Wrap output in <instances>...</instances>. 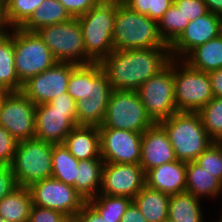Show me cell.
I'll list each match as a JSON object with an SVG mask.
<instances>
[{
	"label": "cell",
	"mask_w": 222,
	"mask_h": 222,
	"mask_svg": "<svg viewBox=\"0 0 222 222\" xmlns=\"http://www.w3.org/2000/svg\"><path fill=\"white\" fill-rule=\"evenodd\" d=\"M169 199V194L145 185L133 198V202L148 222H162L168 218Z\"/></svg>",
	"instance_id": "obj_26"
},
{
	"label": "cell",
	"mask_w": 222,
	"mask_h": 222,
	"mask_svg": "<svg viewBox=\"0 0 222 222\" xmlns=\"http://www.w3.org/2000/svg\"><path fill=\"white\" fill-rule=\"evenodd\" d=\"M133 199L126 196H111L99 193L87 202L107 221L120 222Z\"/></svg>",
	"instance_id": "obj_31"
},
{
	"label": "cell",
	"mask_w": 222,
	"mask_h": 222,
	"mask_svg": "<svg viewBox=\"0 0 222 222\" xmlns=\"http://www.w3.org/2000/svg\"><path fill=\"white\" fill-rule=\"evenodd\" d=\"M162 222H174L173 220H171L170 218H166L165 220H163Z\"/></svg>",
	"instance_id": "obj_53"
},
{
	"label": "cell",
	"mask_w": 222,
	"mask_h": 222,
	"mask_svg": "<svg viewBox=\"0 0 222 222\" xmlns=\"http://www.w3.org/2000/svg\"><path fill=\"white\" fill-rule=\"evenodd\" d=\"M77 126L76 110L53 109L49 104L36 105L35 139L63 144L66 136Z\"/></svg>",
	"instance_id": "obj_17"
},
{
	"label": "cell",
	"mask_w": 222,
	"mask_h": 222,
	"mask_svg": "<svg viewBox=\"0 0 222 222\" xmlns=\"http://www.w3.org/2000/svg\"><path fill=\"white\" fill-rule=\"evenodd\" d=\"M100 0H59L72 17H78L88 12Z\"/></svg>",
	"instance_id": "obj_42"
},
{
	"label": "cell",
	"mask_w": 222,
	"mask_h": 222,
	"mask_svg": "<svg viewBox=\"0 0 222 222\" xmlns=\"http://www.w3.org/2000/svg\"><path fill=\"white\" fill-rule=\"evenodd\" d=\"M183 61L207 73L222 68V33L193 49Z\"/></svg>",
	"instance_id": "obj_25"
},
{
	"label": "cell",
	"mask_w": 222,
	"mask_h": 222,
	"mask_svg": "<svg viewBox=\"0 0 222 222\" xmlns=\"http://www.w3.org/2000/svg\"><path fill=\"white\" fill-rule=\"evenodd\" d=\"M7 2H8V0H0V7L5 9Z\"/></svg>",
	"instance_id": "obj_50"
},
{
	"label": "cell",
	"mask_w": 222,
	"mask_h": 222,
	"mask_svg": "<svg viewBox=\"0 0 222 222\" xmlns=\"http://www.w3.org/2000/svg\"><path fill=\"white\" fill-rule=\"evenodd\" d=\"M207 10L218 15L222 14V0H203Z\"/></svg>",
	"instance_id": "obj_47"
},
{
	"label": "cell",
	"mask_w": 222,
	"mask_h": 222,
	"mask_svg": "<svg viewBox=\"0 0 222 222\" xmlns=\"http://www.w3.org/2000/svg\"><path fill=\"white\" fill-rule=\"evenodd\" d=\"M171 59L169 47L113 50L99 63L114 90L137 91L163 70Z\"/></svg>",
	"instance_id": "obj_1"
},
{
	"label": "cell",
	"mask_w": 222,
	"mask_h": 222,
	"mask_svg": "<svg viewBox=\"0 0 222 222\" xmlns=\"http://www.w3.org/2000/svg\"><path fill=\"white\" fill-rule=\"evenodd\" d=\"M53 144L38 139L19 141L12 164L18 186L29 187L51 178Z\"/></svg>",
	"instance_id": "obj_6"
},
{
	"label": "cell",
	"mask_w": 222,
	"mask_h": 222,
	"mask_svg": "<svg viewBox=\"0 0 222 222\" xmlns=\"http://www.w3.org/2000/svg\"><path fill=\"white\" fill-rule=\"evenodd\" d=\"M221 33V15L208 11L190 21L181 35L169 46L171 58L183 60L193 49Z\"/></svg>",
	"instance_id": "obj_18"
},
{
	"label": "cell",
	"mask_w": 222,
	"mask_h": 222,
	"mask_svg": "<svg viewBox=\"0 0 222 222\" xmlns=\"http://www.w3.org/2000/svg\"><path fill=\"white\" fill-rule=\"evenodd\" d=\"M174 4L179 8L189 22L205 15L208 10L203 0H174Z\"/></svg>",
	"instance_id": "obj_39"
},
{
	"label": "cell",
	"mask_w": 222,
	"mask_h": 222,
	"mask_svg": "<svg viewBox=\"0 0 222 222\" xmlns=\"http://www.w3.org/2000/svg\"><path fill=\"white\" fill-rule=\"evenodd\" d=\"M75 66L74 63L56 62L23 83L21 92L35 105L49 103L55 96L67 93L68 80Z\"/></svg>",
	"instance_id": "obj_13"
},
{
	"label": "cell",
	"mask_w": 222,
	"mask_h": 222,
	"mask_svg": "<svg viewBox=\"0 0 222 222\" xmlns=\"http://www.w3.org/2000/svg\"><path fill=\"white\" fill-rule=\"evenodd\" d=\"M28 189L33 205L59 211L69 219L86 203L73 186L52 177L33 183Z\"/></svg>",
	"instance_id": "obj_11"
},
{
	"label": "cell",
	"mask_w": 222,
	"mask_h": 222,
	"mask_svg": "<svg viewBox=\"0 0 222 222\" xmlns=\"http://www.w3.org/2000/svg\"><path fill=\"white\" fill-rule=\"evenodd\" d=\"M195 162L222 182V142H213Z\"/></svg>",
	"instance_id": "obj_37"
},
{
	"label": "cell",
	"mask_w": 222,
	"mask_h": 222,
	"mask_svg": "<svg viewBox=\"0 0 222 222\" xmlns=\"http://www.w3.org/2000/svg\"><path fill=\"white\" fill-rule=\"evenodd\" d=\"M153 124L137 91L113 89L104 120L99 127L143 133Z\"/></svg>",
	"instance_id": "obj_8"
},
{
	"label": "cell",
	"mask_w": 222,
	"mask_h": 222,
	"mask_svg": "<svg viewBox=\"0 0 222 222\" xmlns=\"http://www.w3.org/2000/svg\"><path fill=\"white\" fill-rule=\"evenodd\" d=\"M101 158L105 163L140 164L142 133L98 127Z\"/></svg>",
	"instance_id": "obj_15"
},
{
	"label": "cell",
	"mask_w": 222,
	"mask_h": 222,
	"mask_svg": "<svg viewBox=\"0 0 222 222\" xmlns=\"http://www.w3.org/2000/svg\"><path fill=\"white\" fill-rule=\"evenodd\" d=\"M103 164L101 157L79 161L75 189L86 202L100 192Z\"/></svg>",
	"instance_id": "obj_24"
},
{
	"label": "cell",
	"mask_w": 222,
	"mask_h": 222,
	"mask_svg": "<svg viewBox=\"0 0 222 222\" xmlns=\"http://www.w3.org/2000/svg\"><path fill=\"white\" fill-rule=\"evenodd\" d=\"M75 222H109L103 218L88 202L73 218Z\"/></svg>",
	"instance_id": "obj_43"
},
{
	"label": "cell",
	"mask_w": 222,
	"mask_h": 222,
	"mask_svg": "<svg viewBox=\"0 0 222 222\" xmlns=\"http://www.w3.org/2000/svg\"><path fill=\"white\" fill-rule=\"evenodd\" d=\"M44 0H8L5 17L9 27L21 28Z\"/></svg>",
	"instance_id": "obj_35"
},
{
	"label": "cell",
	"mask_w": 222,
	"mask_h": 222,
	"mask_svg": "<svg viewBox=\"0 0 222 222\" xmlns=\"http://www.w3.org/2000/svg\"><path fill=\"white\" fill-rule=\"evenodd\" d=\"M79 161L64 144L53 145L51 177L75 188Z\"/></svg>",
	"instance_id": "obj_30"
},
{
	"label": "cell",
	"mask_w": 222,
	"mask_h": 222,
	"mask_svg": "<svg viewBox=\"0 0 222 222\" xmlns=\"http://www.w3.org/2000/svg\"><path fill=\"white\" fill-rule=\"evenodd\" d=\"M28 187H17L0 200V217L8 222H28L32 207Z\"/></svg>",
	"instance_id": "obj_27"
},
{
	"label": "cell",
	"mask_w": 222,
	"mask_h": 222,
	"mask_svg": "<svg viewBox=\"0 0 222 222\" xmlns=\"http://www.w3.org/2000/svg\"><path fill=\"white\" fill-rule=\"evenodd\" d=\"M112 40L114 50L169 47L159 34L158 22L131 10L121 0H116Z\"/></svg>",
	"instance_id": "obj_2"
},
{
	"label": "cell",
	"mask_w": 222,
	"mask_h": 222,
	"mask_svg": "<svg viewBox=\"0 0 222 222\" xmlns=\"http://www.w3.org/2000/svg\"><path fill=\"white\" fill-rule=\"evenodd\" d=\"M146 185L169 195L186 191V162L176 160L145 173Z\"/></svg>",
	"instance_id": "obj_20"
},
{
	"label": "cell",
	"mask_w": 222,
	"mask_h": 222,
	"mask_svg": "<svg viewBox=\"0 0 222 222\" xmlns=\"http://www.w3.org/2000/svg\"><path fill=\"white\" fill-rule=\"evenodd\" d=\"M10 29L5 17V9L0 7V40L9 34Z\"/></svg>",
	"instance_id": "obj_48"
},
{
	"label": "cell",
	"mask_w": 222,
	"mask_h": 222,
	"mask_svg": "<svg viewBox=\"0 0 222 222\" xmlns=\"http://www.w3.org/2000/svg\"><path fill=\"white\" fill-rule=\"evenodd\" d=\"M137 92L145 106L147 115L154 123H159L177 113L173 79V58L157 75L144 82L137 89Z\"/></svg>",
	"instance_id": "obj_10"
},
{
	"label": "cell",
	"mask_w": 222,
	"mask_h": 222,
	"mask_svg": "<svg viewBox=\"0 0 222 222\" xmlns=\"http://www.w3.org/2000/svg\"><path fill=\"white\" fill-rule=\"evenodd\" d=\"M57 62L85 65L94 61L86 54L82 29L77 18L45 26L36 31Z\"/></svg>",
	"instance_id": "obj_7"
},
{
	"label": "cell",
	"mask_w": 222,
	"mask_h": 222,
	"mask_svg": "<svg viewBox=\"0 0 222 222\" xmlns=\"http://www.w3.org/2000/svg\"><path fill=\"white\" fill-rule=\"evenodd\" d=\"M137 13L146 15L158 22L163 14L174 4V0H121Z\"/></svg>",
	"instance_id": "obj_36"
},
{
	"label": "cell",
	"mask_w": 222,
	"mask_h": 222,
	"mask_svg": "<svg viewBox=\"0 0 222 222\" xmlns=\"http://www.w3.org/2000/svg\"><path fill=\"white\" fill-rule=\"evenodd\" d=\"M113 88L99 62L76 65L68 80L67 93L77 102L88 100H109Z\"/></svg>",
	"instance_id": "obj_14"
},
{
	"label": "cell",
	"mask_w": 222,
	"mask_h": 222,
	"mask_svg": "<svg viewBox=\"0 0 222 222\" xmlns=\"http://www.w3.org/2000/svg\"><path fill=\"white\" fill-rule=\"evenodd\" d=\"M49 104L53 109L76 110V101L68 94H60L54 97Z\"/></svg>",
	"instance_id": "obj_44"
},
{
	"label": "cell",
	"mask_w": 222,
	"mask_h": 222,
	"mask_svg": "<svg viewBox=\"0 0 222 222\" xmlns=\"http://www.w3.org/2000/svg\"><path fill=\"white\" fill-rule=\"evenodd\" d=\"M0 222H8L4 218L0 217Z\"/></svg>",
	"instance_id": "obj_54"
},
{
	"label": "cell",
	"mask_w": 222,
	"mask_h": 222,
	"mask_svg": "<svg viewBox=\"0 0 222 222\" xmlns=\"http://www.w3.org/2000/svg\"><path fill=\"white\" fill-rule=\"evenodd\" d=\"M17 140L0 126V166H10L16 152Z\"/></svg>",
	"instance_id": "obj_38"
},
{
	"label": "cell",
	"mask_w": 222,
	"mask_h": 222,
	"mask_svg": "<svg viewBox=\"0 0 222 222\" xmlns=\"http://www.w3.org/2000/svg\"><path fill=\"white\" fill-rule=\"evenodd\" d=\"M176 160L168 135L159 123H154L142 133L140 165L145 173L156 166Z\"/></svg>",
	"instance_id": "obj_19"
},
{
	"label": "cell",
	"mask_w": 222,
	"mask_h": 222,
	"mask_svg": "<svg viewBox=\"0 0 222 222\" xmlns=\"http://www.w3.org/2000/svg\"><path fill=\"white\" fill-rule=\"evenodd\" d=\"M63 213L49 208L32 205L28 222H67Z\"/></svg>",
	"instance_id": "obj_40"
},
{
	"label": "cell",
	"mask_w": 222,
	"mask_h": 222,
	"mask_svg": "<svg viewBox=\"0 0 222 222\" xmlns=\"http://www.w3.org/2000/svg\"><path fill=\"white\" fill-rule=\"evenodd\" d=\"M72 18L59 0H44L21 28L36 32L45 26L63 23Z\"/></svg>",
	"instance_id": "obj_28"
},
{
	"label": "cell",
	"mask_w": 222,
	"mask_h": 222,
	"mask_svg": "<svg viewBox=\"0 0 222 222\" xmlns=\"http://www.w3.org/2000/svg\"><path fill=\"white\" fill-rule=\"evenodd\" d=\"M159 124L166 131L177 160L194 162L214 141L198 112H177Z\"/></svg>",
	"instance_id": "obj_3"
},
{
	"label": "cell",
	"mask_w": 222,
	"mask_h": 222,
	"mask_svg": "<svg viewBox=\"0 0 222 222\" xmlns=\"http://www.w3.org/2000/svg\"><path fill=\"white\" fill-rule=\"evenodd\" d=\"M67 222H75L74 219H69Z\"/></svg>",
	"instance_id": "obj_55"
},
{
	"label": "cell",
	"mask_w": 222,
	"mask_h": 222,
	"mask_svg": "<svg viewBox=\"0 0 222 222\" xmlns=\"http://www.w3.org/2000/svg\"><path fill=\"white\" fill-rule=\"evenodd\" d=\"M214 97L222 98V68L208 72Z\"/></svg>",
	"instance_id": "obj_46"
},
{
	"label": "cell",
	"mask_w": 222,
	"mask_h": 222,
	"mask_svg": "<svg viewBox=\"0 0 222 222\" xmlns=\"http://www.w3.org/2000/svg\"><path fill=\"white\" fill-rule=\"evenodd\" d=\"M10 93V91H8L5 87H3L2 85H0V107L2 105L3 100L5 99V97Z\"/></svg>",
	"instance_id": "obj_49"
},
{
	"label": "cell",
	"mask_w": 222,
	"mask_h": 222,
	"mask_svg": "<svg viewBox=\"0 0 222 222\" xmlns=\"http://www.w3.org/2000/svg\"><path fill=\"white\" fill-rule=\"evenodd\" d=\"M145 185V172L140 164L104 162L99 193L133 199Z\"/></svg>",
	"instance_id": "obj_16"
},
{
	"label": "cell",
	"mask_w": 222,
	"mask_h": 222,
	"mask_svg": "<svg viewBox=\"0 0 222 222\" xmlns=\"http://www.w3.org/2000/svg\"><path fill=\"white\" fill-rule=\"evenodd\" d=\"M63 144L78 161L101 157L98 126H75Z\"/></svg>",
	"instance_id": "obj_22"
},
{
	"label": "cell",
	"mask_w": 222,
	"mask_h": 222,
	"mask_svg": "<svg viewBox=\"0 0 222 222\" xmlns=\"http://www.w3.org/2000/svg\"><path fill=\"white\" fill-rule=\"evenodd\" d=\"M202 203V199L186 191L172 194L168 204V218L174 222H207L209 219H206L204 213L207 210L203 207L206 205Z\"/></svg>",
	"instance_id": "obj_23"
},
{
	"label": "cell",
	"mask_w": 222,
	"mask_h": 222,
	"mask_svg": "<svg viewBox=\"0 0 222 222\" xmlns=\"http://www.w3.org/2000/svg\"><path fill=\"white\" fill-rule=\"evenodd\" d=\"M36 105L21 91L10 92L0 107V126L17 140L35 138Z\"/></svg>",
	"instance_id": "obj_12"
},
{
	"label": "cell",
	"mask_w": 222,
	"mask_h": 222,
	"mask_svg": "<svg viewBox=\"0 0 222 222\" xmlns=\"http://www.w3.org/2000/svg\"><path fill=\"white\" fill-rule=\"evenodd\" d=\"M186 192L207 202L213 200L212 204L218 203L222 196V182L195 161L188 162L186 163Z\"/></svg>",
	"instance_id": "obj_21"
},
{
	"label": "cell",
	"mask_w": 222,
	"mask_h": 222,
	"mask_svg": "<svg viewBox=\"0 0 222 222\" xmlns=\"http://www.w3.org/2000/svg\"><path fill=\"white\" fill-rule=\"evenodd\" d=\"M198 113L208 136L222 142V98L213 97Z\"/></svg>",
	"instance_id": "obj_33"
},
{
	"label": "cell",
	"mask_w": 222,
	"mask_h": 222,
	"mask_svg": "<svg viewBox=\"0 0 222 222\" xmlns=\"http://www.w3.org/2000/svg\"><path fill=\"white\" fill-rule=\"evenodd\" d=\"M0 85L10 92H19L22 83L19 81L14 62V28L10 29L0 40Z\"/></svg>",
	"instance_id": "obj_29"
},
{
	"label": "cell",
	"mask_w": 222,
	"mask_h": 222,
	"mask_svg": "<svg viewBox=\"0 0 222 222\" xmlns=\"http://www.w3.org/2000/svg\"><path fill=\"white\" fill-rule=\"evenodd\" d=\"M220 206H222V205H220ZM219 213H217V215L222 219V207L220 208V210L218 211Z\"/></svg>",
	"instance_id": "obj_52"
},
{
	"label": "cell",
	"mask_w": 222,
	"mask_h": 222,
	"mask_svg": "<svg viewBox=\"0 0 222 222\" xmlns=\"http://www.w3.org/2000/svg\"><path fill=\"white\" fill-rule=\"evenodd\" d=\"M18 186L11 166H0V200L13 192Z\"/></svg>",
	"instance_id": "obj_41"
},
{
	"label": "cell",
	"mask_w": 222,
	"mask_h": 222,
	"mask_svg": "<svg viewBox=\"0 0 222 222\" xmlns=\"http://www.w3.org/2000/svg\"><path fill=\"white\" fill-rule=\"evenodd\" d=\"M14 62L18 79L23 84L57 61L36 32L14 28Z\"/></svg>",
	"instance_id": "obj_9"
},
{
	"label": "cell",
	"mask_w": 222,
	"mask_h": 222,
	"mask_svg": "<svg viewBox=\"0 0 222 222\" xmlns=\"http://www.w3.org/2000/svg\"><path fill=\"white\" fill-rule=\"evenodd\" d=\"M120 222H148L140 212L137 205L132 201L121 217Z\"/></svg>",
	"instance_id": "obj_45"
},
{
	"label": "cell",
	"mask_w": 222,
	"mask_h": 222,
	"mask_svg": "<svg viewBox=\"0 0 222 222\" xmlns=\"http://www.w3.org/2000/svg\"><path fill=\"white\" fill-rule=\"evenodd\" d=\"M116 0H100L88 12L76 17L80 23L86 54L100 62L113 49Z\"/></svg>",
	"instance_id": "obj_4"
},
{
	"label": "cell",
	"mask_w": 222,
	"mask_h": 222,
	"mask_svg": "<svg viewBox=\"0 0 222 222\" xmlns=\"http://www.w3.org/2000/svg\"><path fill=\"white\" fill-rule=\"evenodd\" d=\"M173 79L179 112H198L214 97L208 73L190 67L181 59L173 58Z\"/></svg>",
	"instance_id": "obj_5"
},
{
	"label": "cell",
	"mask_w": 222,
	"mask_h": 222,
	"mask_svg": "<svg viewBox=\"0 0 222 222\" xmlns=\"http://www.w3.org/2000/svg\"><path fill=\"white\" fill-rule=\"evenodd\" d=\"M213 219L215 220V217H214V218L211 217V219L209 220V222H211V221H212V222H222V219H221L220 217H218L215 221H214Z\"/></svg>",
	"instance_id": "obj_51"
},
{
	"label": "cell",
	"mask_w": 222,
	"mask_h": 222,
	"mask_svg": "<svg viewBox=\"0 0 222 222\" xmlns=\"http://www.w3.org/2000/svg\"><path fill=\"white\" fill-rule=\"evenodd\" d=\"M109 100H88L76 102L77 126H101Z\"/></svg>",
	"instance_id": "obj_34"
},
{
	"label": "cell",
	"mask_w": 222,
	"mask_h": 222,
	"mask_svg": "<svg viewBox=\"0 0 222 222\" xmlns=\"http://www.w3.org/2000/svg\"><path fill=\"white\" fill-rule=\"evenodd\" d=\"M189 24L181 10L173 4L158 21V31L167 45H171Z\"/></svg>",
	"instance_id": "obj_32"
}]
</instances>
